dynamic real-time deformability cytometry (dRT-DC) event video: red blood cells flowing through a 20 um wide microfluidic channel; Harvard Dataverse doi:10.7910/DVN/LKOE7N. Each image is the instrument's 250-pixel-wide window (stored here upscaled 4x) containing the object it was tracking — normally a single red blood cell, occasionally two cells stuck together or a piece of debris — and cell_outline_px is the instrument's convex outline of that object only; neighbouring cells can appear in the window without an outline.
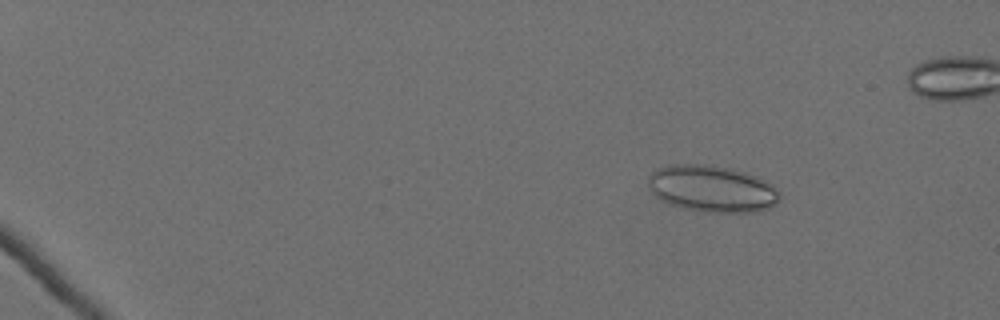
{"species": "Egyptian fruit bat (a non-hibernating species)", "species_latin": "Rousettus aegyptiacus", "temperature_condition": "cold", "stored_images_in_passage": 14, "camera_frame_rate_fps": 3000, "um_per_image_px": 0.085, "animal": {"sex": "female"}, "frame": {"image": 1, "passage_image": 10, "time_ms": 3.0, "image_size_px": [1000, 320], "cell_outline_px": [[780, 200], [776, 204], [768, 208], [752, 212], [704, 212], [684, 208], [672, 204], [656, 196], [648, 188], [648, 176], [656, 168], [668, 164], [712, 164], [744, 172], [772, 184], [780, 192]], "centroid_in_image_um": [60.51, 16.03], "position_along_channel_um": 24.5, "area_um2": 35.78}}